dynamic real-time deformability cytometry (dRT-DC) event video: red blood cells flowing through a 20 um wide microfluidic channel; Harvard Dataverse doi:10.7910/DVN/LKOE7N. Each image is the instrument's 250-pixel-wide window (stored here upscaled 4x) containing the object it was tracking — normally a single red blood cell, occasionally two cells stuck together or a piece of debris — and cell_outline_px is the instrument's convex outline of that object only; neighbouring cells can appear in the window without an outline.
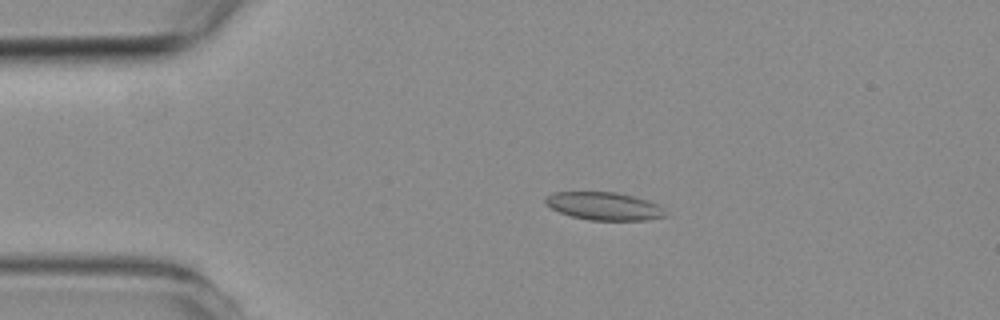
{"species": "common noctule bat (a hibernating species)", "species_latin": "Nyctalus noctula", "temperature_condition": "room temperature", "stored_images_in_passage": 3, "camera_frame_rate_fps": 3000, "um_per_image_px": 0.085, "animal": {"sex": "female", "body_mass_g": 19.3, "forearm_length_mm": 54.1}, "frame": {"image": 1, "passage_image": 2, "time_ms": 1.0, "image_size_px": [1000, 320], "cell_outline_px": [[668, 216], [644, 220], [588, 220], [572, 216], [560, 212], [544, 204], [544, 200], [548, 196], [556, 192], [616, 192], [632, 196], [656, 204]], "centroid_in_image_um": [51.3, 17.52], "position_along_channel_um": 33.7, "area_um2": 19.13}}